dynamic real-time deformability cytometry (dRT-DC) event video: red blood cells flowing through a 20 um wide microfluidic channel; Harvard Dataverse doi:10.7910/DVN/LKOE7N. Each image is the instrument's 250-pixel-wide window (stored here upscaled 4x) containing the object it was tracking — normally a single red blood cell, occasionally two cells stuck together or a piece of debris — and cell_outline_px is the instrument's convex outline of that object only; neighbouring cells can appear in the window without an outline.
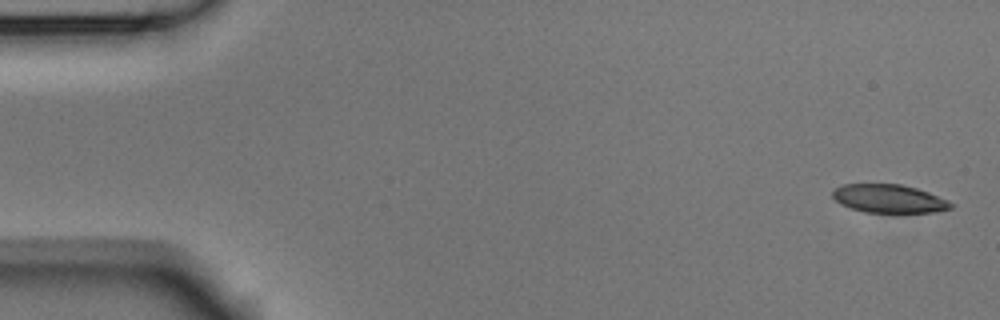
{"species": "Egyptian fruit bat (a non-hibernating species)", "species_latin": "Rousettus aegyptiacus", "temperature_condition": "room temperature", "stored_images_in_passage": 5, "camera_frame_rate_fps": 3000, "um_per_image_px": 0.085, "animal": {"sex": "male"}, "frame": {"image": 1, "passage_image": 1, "time_ms": 0.0, "image_size_px": [1000, 320], "cell_outline_px": [[956, 204], [952, 208], [932, 212], [896, 216], [892, 216], [864, 212], [840, 204], [832, 196], [832, 188], [844, 184], [900, 184], [916, 188], [928, 192], [948, 200]], "centroid_in_image_um": [75.59, 16.94], "position_along_channel_um": 9.4, "area_um2": 20.58}}
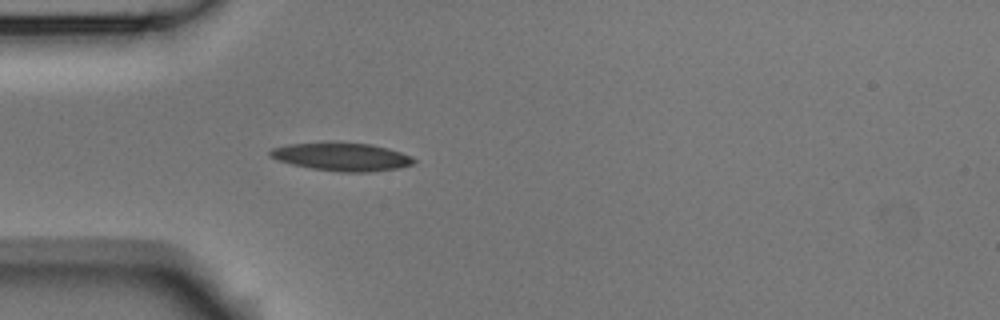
{"frame": {"image": 2, "passage_image": 5, "time_ms": 1.333, "image_size_px": [1000, 320], "cell_outline_px": [[416, 164], [400, 168], [372, 172], [340, 172], [312, 168], [292, 164], [276, 160], [268, 156], [268, 152], [272, 148], [288, 144], [372, 144], [388, 148], [412, 156], [416, 160]], "centroid_in_image_um": [29.1, 13.36], "position_along_channel_um": 55.9, "area_um2": 23.18}}